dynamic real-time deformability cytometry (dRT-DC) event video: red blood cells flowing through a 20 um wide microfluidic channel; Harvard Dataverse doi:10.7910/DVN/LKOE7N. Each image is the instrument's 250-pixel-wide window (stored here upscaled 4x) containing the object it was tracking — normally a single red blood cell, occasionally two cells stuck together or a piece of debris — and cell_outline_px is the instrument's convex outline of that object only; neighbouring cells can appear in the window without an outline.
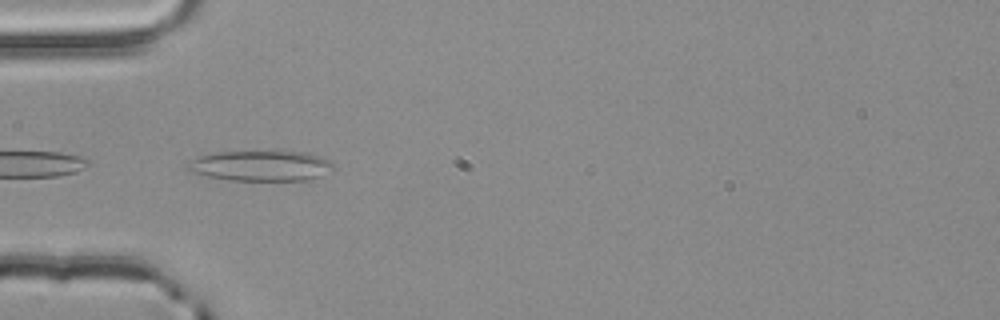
{"species": "common noctule bat (a hibernating species)", "species_latin": "Nyctalus noctula", "temperature_condition": "room temperature", "stored_images_in_passage": 18, "camera_frame_rate_fps": 3000, "um_per_image_px": 0.085, "animal": {"sex": "male", "body_mass_g": 20.4}, "frame": {"image": 1, "passage_image": 16, "time_ms": 5.0, "image_size_px": [1000, 320], "cell_outline_px": [[332, 168], [320, 176], [308, 180], [228, 180], [184, 172], [184, 168], [192, 160], [200, 156], [216, 152], [308, 152], [320, 156], [328, 160], [332, 164]], "centroid_in_image_um": [22.08, 14.1], "position_along_channel_um": 62.9, "area_um2": 25.72}}